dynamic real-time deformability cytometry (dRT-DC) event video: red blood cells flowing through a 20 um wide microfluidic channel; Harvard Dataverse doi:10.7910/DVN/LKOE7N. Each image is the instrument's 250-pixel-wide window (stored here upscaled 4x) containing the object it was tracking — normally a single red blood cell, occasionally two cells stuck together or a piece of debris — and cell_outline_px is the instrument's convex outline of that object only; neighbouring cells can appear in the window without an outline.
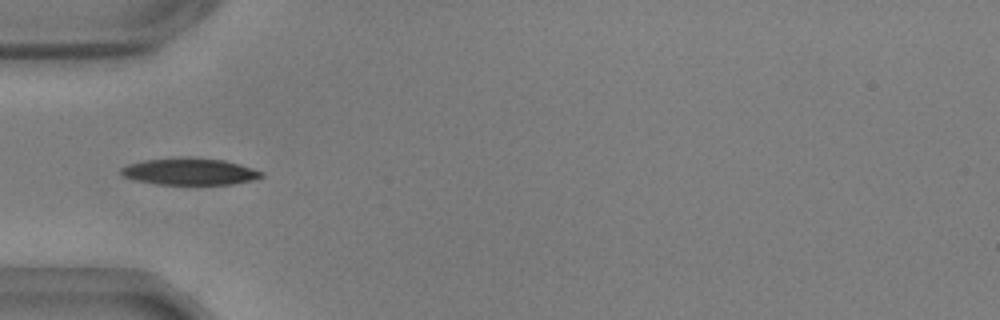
{"species": "common noctule bat (a hibernating species)", "species_latin": "Nyctalus noctula", "temperature_condition": "warm", "stored_images_in_passage": 38, "camera_frame_rate_fps": 3000, "um_per_image_px": 0.085, "animal": {"sex": "male", "body_mass_g": 17.9, "forearm_length_mm": 54.2}, "frame": {"image": 1, "passage_image": 1, "time_ms": 0.0, "image_size_px": [1000, 320], "cell_outline_px": [[264, 176], [256, 180], [232, 184], [156, 184], [136, 180], [124, 176], [120, 172], [120, 168], [128, 164], [144, 160], [188, 156], [224, 160], [240, 164], [264, 172]], "centroid_in_image_um": [16.16, 14.57], "position_along_channel_um": 68.8, "area_um2": 22.14}}
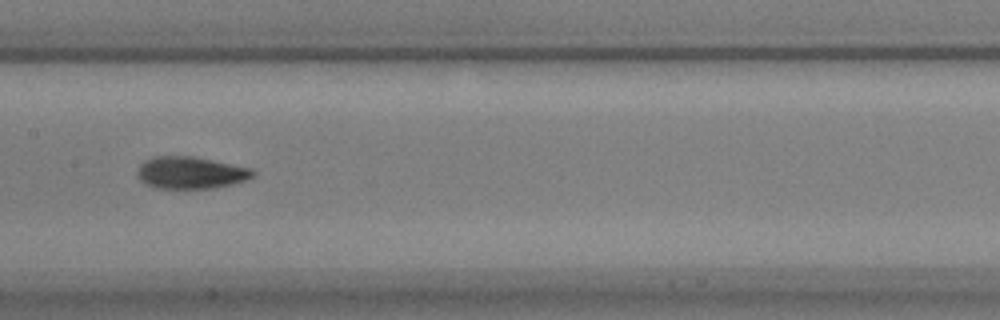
{"frame": {"image": 2, "passage_image": 11, "time_ms": 3.333, "image_size_px": [1000, 320], "cell_outline_px": [[256, 172], [252, 176], [244, 180], [232, 184], [212, 188], [152, 188], [144, 184], [136, 176], [136, 172], [140, 164], [144, 160], [152, 156], [192, 156], [252, 168]], "centroid_in_image_um": [16.13, 14.68], "position_along_channel_um": 191.3, "area_um2": 21.73}}
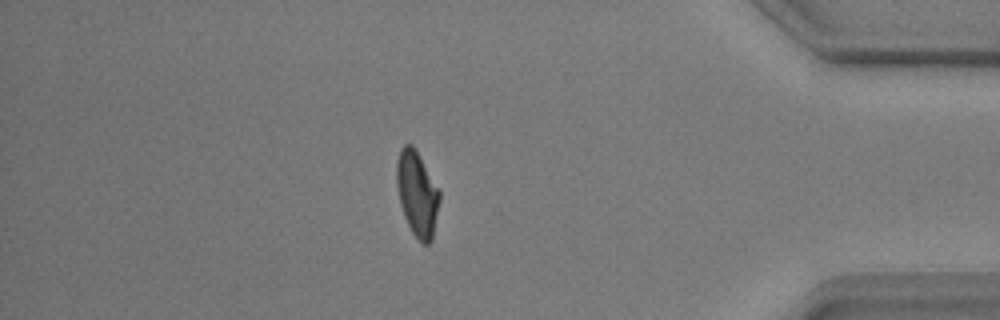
{"frame": {"image": 3, "passage_image": 31, "time_ms": 10.0, "image_size_px": [1000, 320], "cell_outline_px": [[440, 200], [432, 240], [428, 244], [420, 244], [412, 232], [404, 216], [400, 204], [396, 184], [396, 160], [400, 148], [404, 144], [412, 144], [440, 188]], "centroid_in_image_um": [35.46, 16.46], "position_along_channel_um": 399.7, "area_um2": 21.62}, "authors_computed_cell_mechanics": {"area_um2": 21.5305, "velocity_mm_per_s": 3.6483, "shape_relaxation_time_tau1_ms": 3.8174, "shape_relaxation_time_tau2_ms": 1.7714, "deformation_change_tau1": 0.1651, "deformation_change_tau2": 0.0716}}